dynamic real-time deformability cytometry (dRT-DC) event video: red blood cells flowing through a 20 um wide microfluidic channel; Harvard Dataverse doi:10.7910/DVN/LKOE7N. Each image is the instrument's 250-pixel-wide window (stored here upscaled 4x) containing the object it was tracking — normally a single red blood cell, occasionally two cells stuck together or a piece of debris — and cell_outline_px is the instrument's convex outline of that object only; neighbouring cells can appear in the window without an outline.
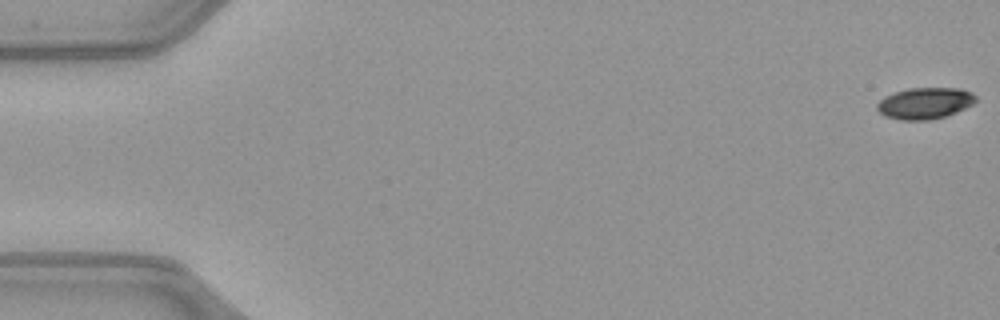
{"species": "common noctule bat (a hibernating species)", "species_latin": "Nyctalus noctula", "temperature_condition": "warm", "stored_images_in_passage": 17, "camera_frame_rate_fps": 3000, "um_per_image_px": 0.085, "animal": {"sex": "female", "body_mass_g": 21.9}, "frame": {"image": 1, "passage_image": 1, "time_ms": 0.0, "image_size_px": [1000, 320], "cell_outline_px": [[976, 100], [972, 104], [956, 112], [944, 116], [928, 120], [900, 120], [884, 116], [876, 108], [876, 104], [884, 96], [892, 92], [908, 88], [960, 88], [972, 92], [976, 96]], "centroid_in_image_um": [78.58, 8.76], "position_along_channel_um": 6.4, "area_um2": 18.15}}
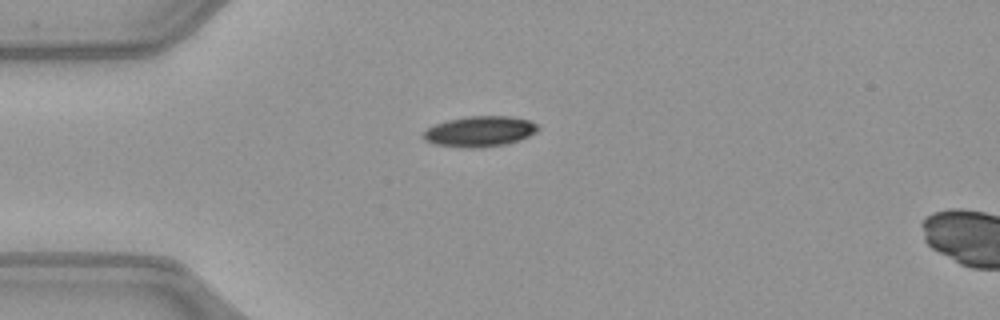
{"frame": {"image": 2, "passage_image": 14, "time_ms": 4.333, "image_size_px": [1000, 320], "cell_outline_px": [[540, 128], [536, 132], [520, 140], [508, 144], [480, 148], [460, 148], [432, 144], [424, 140], [420, 136], [428, 128], [436, 124], [448, 120], [468, 116], [508, 116], [528, 120], [540, 124]], "centroid_in_image_um": [40.78, 11.19], "position_along_channel_um": 44.2, "area_um2": 20.75}}